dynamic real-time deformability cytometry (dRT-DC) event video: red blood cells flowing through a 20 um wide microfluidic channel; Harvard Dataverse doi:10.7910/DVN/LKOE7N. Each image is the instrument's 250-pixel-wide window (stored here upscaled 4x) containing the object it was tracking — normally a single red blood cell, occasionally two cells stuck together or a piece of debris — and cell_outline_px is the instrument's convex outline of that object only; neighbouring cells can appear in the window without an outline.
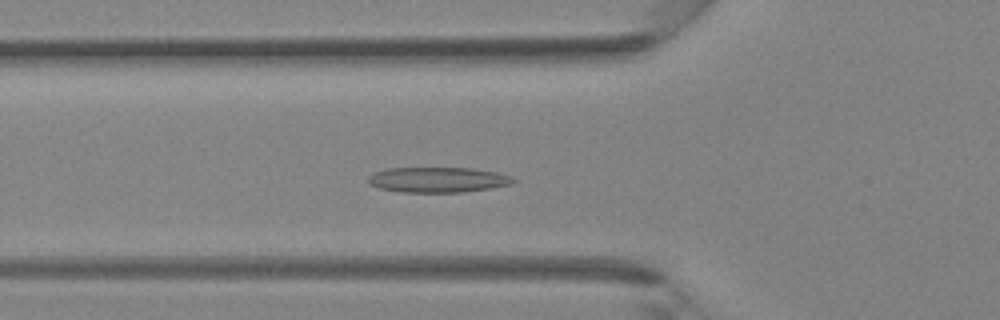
{"species": "Egyptian fruit bat (a non-hibernating species)", "species_latin": "Rousettus aegyptiacus", "temperature_condition": "room temperature", "stored_images_in_passage": 39, "camera_frame_rate_fps": 3000, "um_per_image_px": 0.085, "animal": {"sex": "female"}, "frame": {"image": 1, "passage_image": 13, "time_ms": 4.0, "image_size_px": [1000, 320], "cell_outline_px": [[516, 180], [512, 184], [492, 188], [460, 192], [404, 192], [380, 188], [368, 184], [368, 176], [384, 168], [472, 168], [496, 172], [508, 176]], "centroid_in_image_um": [37.19, 15.27], "position_along_channel_um": 88.6, "area_um2": 21.27}}
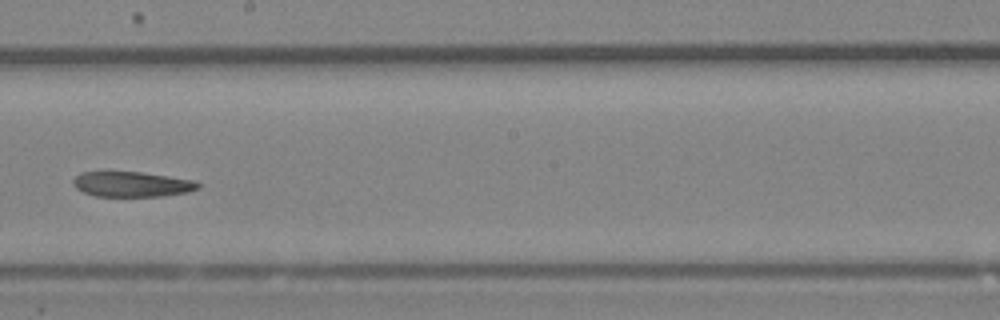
{"frame": {"image": 2, "passage_image": 22, "time_ms": 7.0, "image_size_px": [1000, 320], "cell_outline_px": [[200, 188], [188, 192], [164, 196], [96, 196], [84, 192], [76, 188], [72, 184], [72, 180], [80, 172], [140, 172], [168, 176], [192, 180], [200, 184]], "centroid_in_image_um": [11.2, 15.66], "position_along_channel_um": 237.0, "area_um2": 18.26}}
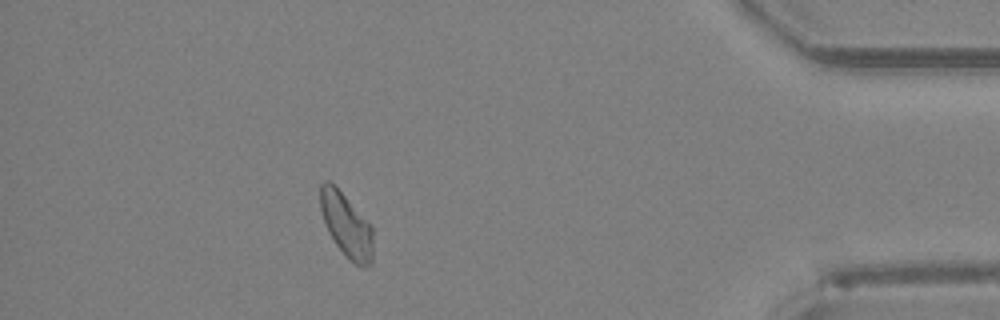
{"frame": {"image": 3, "passage_image": 35, "time_ms": 11.333, "image_size_px": [1000, 320], "cell_outline_px": [[372, 264], [368, 268], [360, 268], [336, 244], [328, 232], [320, 208], [320, 184], [324, 180], [328, 180], [372, 224]], "centroid_in_image_um": [29.46, 19.16], "position_along_channel_um": 405.7, "area_um2": 19.36}}